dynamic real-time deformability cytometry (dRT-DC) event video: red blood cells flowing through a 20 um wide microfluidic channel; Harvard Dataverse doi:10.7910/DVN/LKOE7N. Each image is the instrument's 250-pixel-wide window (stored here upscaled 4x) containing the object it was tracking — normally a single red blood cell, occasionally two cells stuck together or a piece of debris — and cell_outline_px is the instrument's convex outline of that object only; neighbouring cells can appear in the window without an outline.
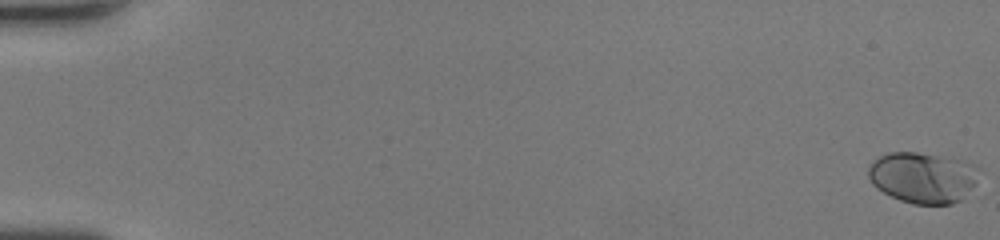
{"species": "human", "species_latin": "Homo sapiens", "temperature_condition": "room temperature", "stored_images_in_passage": 49, "camera_frame_rate_fps": 3000, "um_per_image_px": 0.085, "donor": {"sex": "female"}, "frame": {"image": 1, "passage_image": 1, "time_ms": 0.0, "image_size_px": [1000, 240], "cell_outline_px": [[980, 168], [976, 184], [960, 200], [952, 204], [912, 204], [900, 200], [876, 188], [872, 184], [868, 176], [868, 168], [880, 156], [888, 152], [916, 152], [964, 160], [980, 164]], "centroid_in_image_um": [78.49, 15.08], "position_along_channel_um": 6.5, "area_um2": 33.12}}
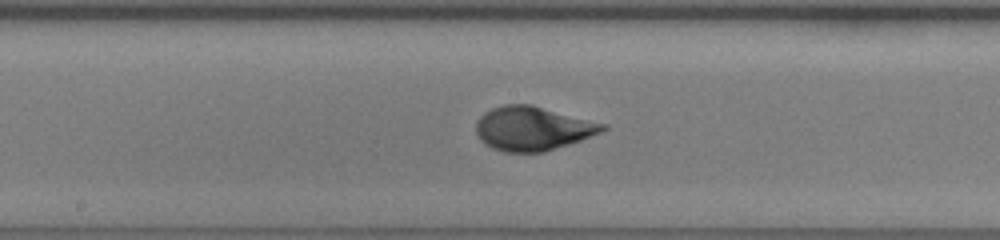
{"frame": {"image": 2, "passage_image": 28, "time_ms": 9.0, "image_size_px": [1000, 240], "cell_outline_px": [[608, 128], [600, 132], [580, 140], [544, 152], [504, 152], [492, 148], [484, 144], [480, 140], [476, 132], [476, 120], [484, 112], [492, 108], [504, 104], [532, 104], [608, 124]], "centroid_in_image_um": [45.26, 10.91], "position_along_channel_um": 202.9, "area_um2": 32.66}}
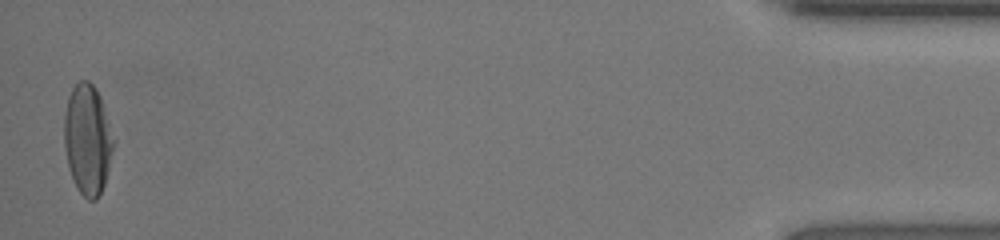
{"frame": {"image": 3, "passage_image": 49, "time_ms": 16.0, "image_size_px": [1000, 240], "cell_outline_px": [[116, 140], [104, 184], [96, 200], [88, 200], [76, 188], [68, 168], [64, 148], [64, 112], [68, 96], [72, 88], [80, 80], [88, 80], [96, 88], [100, 96]], "centroid_in_image_um": [7.44, 11.84], "position_along_channel_um": 427.8, "area_um2": 32.08}, "authors_computed_cell_mechanics": {"area_um2": 31.0964, "velocity_mm_per_s": 4.4273, "shape_relaxation_time_tau1_ms": 4.384, "shape_relaxation_time_tau2_ms": null, "deformation_change_tau1": 0.2091, "deformation_change_tau2": null}}